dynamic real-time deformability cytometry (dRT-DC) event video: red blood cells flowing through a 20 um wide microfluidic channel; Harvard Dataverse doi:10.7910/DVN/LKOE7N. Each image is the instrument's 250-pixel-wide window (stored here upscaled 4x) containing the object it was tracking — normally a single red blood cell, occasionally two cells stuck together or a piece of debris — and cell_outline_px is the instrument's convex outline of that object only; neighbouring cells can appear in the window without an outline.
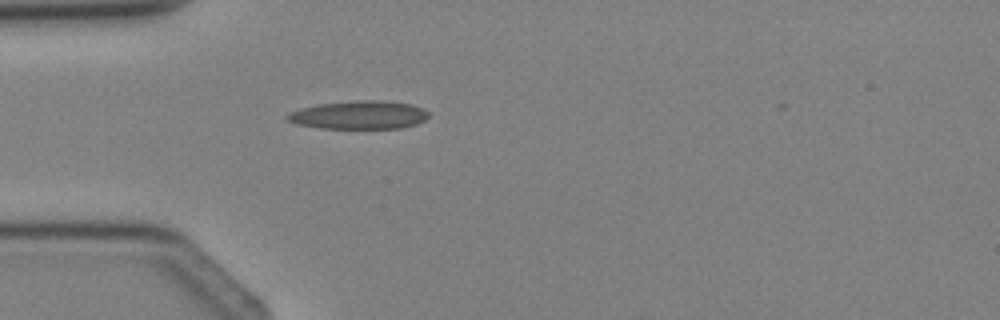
{"species": "Egyptian fruit bat (a non-hibernating species)", "species_latin": "Rousettus aegyptiacus", "temperature_condition": "cold", "stored_images_in_passage": 3, "camera_frame_rate_fps": 3000, "um_per_image_px": 0.085, "animal": {"sex": "female"}, "frame": {"image": 1, "passage_image": 3, "time_ms": 3.0, "image_size_px": [1000, 320], "cell_outline_px": [[428, 116], [424, 120], [416, 124], [400, 128], [320, 128], [296, 124], [288, 120], [284, 116], [288, 112], [300, 108], [320, 104], [356, 100], [384, 100], [412, 104], [424, 108], [428, 112]], "centroid_in_image_um": [30.51, 9.76], "position_along_channel_um": 54.5, "area_um2": 23.41}}